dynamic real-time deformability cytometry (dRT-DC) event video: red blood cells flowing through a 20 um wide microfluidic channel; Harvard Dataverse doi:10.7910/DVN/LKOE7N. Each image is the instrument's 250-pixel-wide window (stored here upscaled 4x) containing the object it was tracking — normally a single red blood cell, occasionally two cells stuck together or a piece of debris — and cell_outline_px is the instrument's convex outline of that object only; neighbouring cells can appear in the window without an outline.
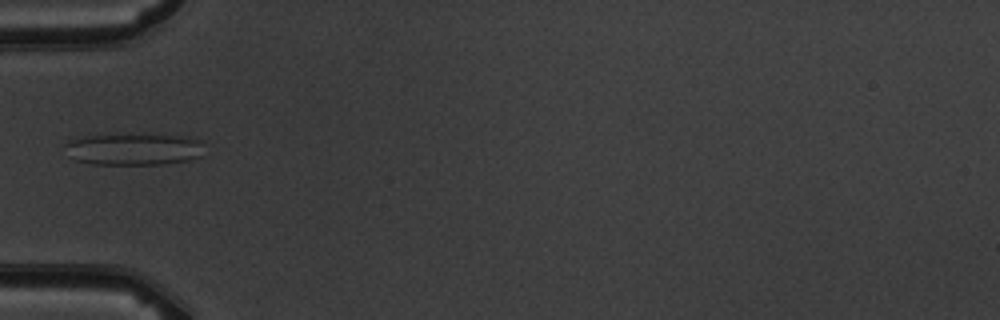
{"species": "common noctule bat (a hibernating species)", "species_latin": "Nyctalus noctula", "temperature_condition": "warm", "stored_images_in_passage": 6, "camera_frame_rate_fps": 3000, "um_per_image_px": 0.085, "animal": {"sex": "male", "body_mass_g": 19.5, "forearm_length_mm": 54.6}, "frame": {"image": 1, "passage_image": 6, "time_ms": 5.667, "image_size_px": [1000, 320], "cell_outline_px": [[204, 144], [200, 156], [188, 160], [164, 164], [92, 164], [76, 160], [64, 144], [68, 140], [88, 136], [132, 132], [192, 136], [204, 140]], "centroid_in_image_um": [11.48, 12.63], "position_along_channel_um": 73.5, "area_um2": 26.65}}